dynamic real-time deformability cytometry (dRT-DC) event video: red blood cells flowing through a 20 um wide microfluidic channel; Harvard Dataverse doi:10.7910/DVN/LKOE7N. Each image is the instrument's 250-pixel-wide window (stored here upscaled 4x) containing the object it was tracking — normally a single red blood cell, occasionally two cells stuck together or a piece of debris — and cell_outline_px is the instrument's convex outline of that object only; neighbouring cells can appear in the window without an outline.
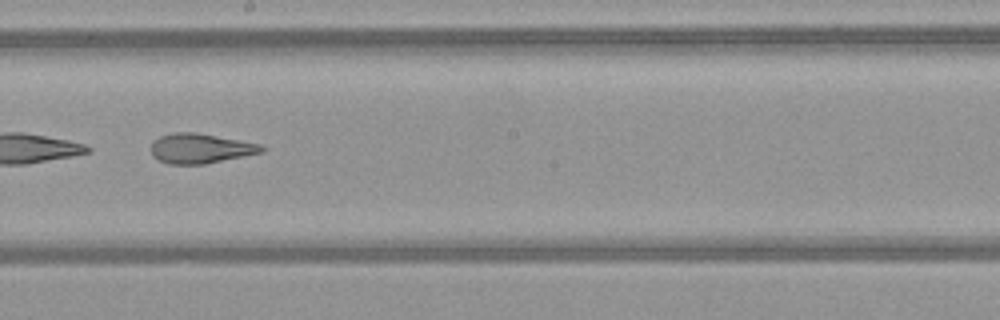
{"species": "common noctule bat (a hibernating species)", "species_latin": "Nyctalus noctula", "temperature_condition": "warm", "stored_images_in_passage": 48, "camera_frame_rate_fps": 3000, "um_per_image_px": 0.085, "animal": {"sex": "female", "body_mass_g": 21.9}, "frame": {"image": 1, "passage_image": 28, "time_ms": 9.0, "image_size_px": [1000, 320], "cell_outline_px": [[264, 152], [204, 164], [168, 164], [152, 156], [152, 144], [160, 136], [172, 132], [196, 132], [260, 144], [264, 148]], "centroid_in_image_um": [17.03, 12.61], "position_along_channel_um": 231.2, "area_um2": 19.02}}